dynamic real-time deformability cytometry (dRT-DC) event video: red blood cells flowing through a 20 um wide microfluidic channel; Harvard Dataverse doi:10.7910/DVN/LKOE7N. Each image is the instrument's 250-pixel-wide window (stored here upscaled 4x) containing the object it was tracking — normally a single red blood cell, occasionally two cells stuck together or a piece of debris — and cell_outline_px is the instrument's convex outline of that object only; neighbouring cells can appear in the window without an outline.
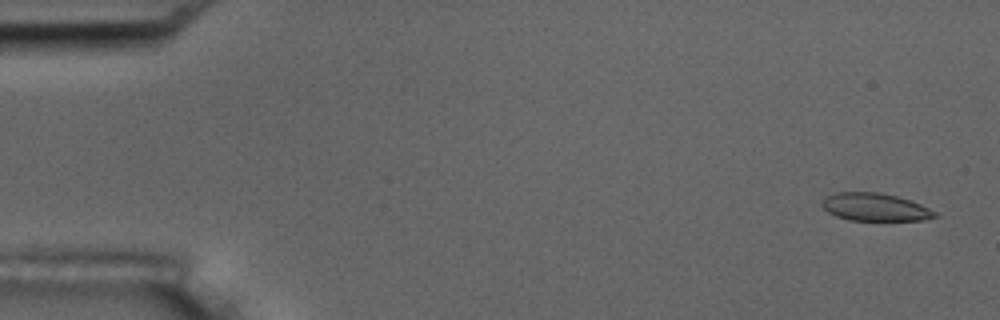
{"species": "common noctule bat (a hibernating species)", "species_latin": "Nyctalus noctula", "temperature_condition": "room temperature", "stored_images_in_passage": 5, "camera_frame_rate_fps": 3000, "um_per_image_px": 0.085, "animal": {"sex": "male", "body_mass_g": 17.5, "forearm_length_mm": 52.3}, "frame": {"image": 1, "passage_image": 1, "time_ms": 0.0, "image_size_px": [1000, 320], "cell_outline_px": [[940, 216], [924, 220], [848, 220], [836, 216], [828, 212], [820, 204], [824, 196], [836, 192], [880, 192], [896, 196], [920, 204], [936, 212]], "centroid_in_image_um": [74.34, 17.6], "position_along_channel_um": 10.7, "area_um2": 18.32}}
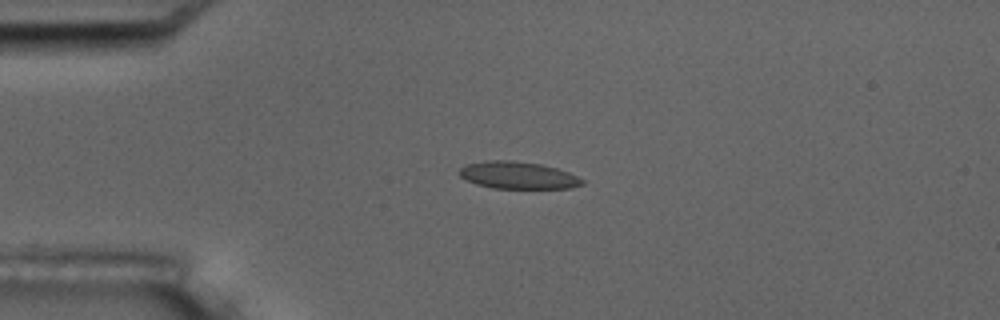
{"frame": {"image": 2, "passage_image": 4, "time_ms": 3.667, "image_size_px": [1000, 320], "cell_outline_px": [[584, 184], [572, 188], [492, 188], [476, 184], [460, 176], [460, 168], [464, 164], [484, 160], [512, 160], [540, 164], [556, 168], [568, 172], [584, 180]], "centroid_in_image_um": [44.01, 14.89], "position_along_channel_um": 41.0, "area_um2": 19.48}}